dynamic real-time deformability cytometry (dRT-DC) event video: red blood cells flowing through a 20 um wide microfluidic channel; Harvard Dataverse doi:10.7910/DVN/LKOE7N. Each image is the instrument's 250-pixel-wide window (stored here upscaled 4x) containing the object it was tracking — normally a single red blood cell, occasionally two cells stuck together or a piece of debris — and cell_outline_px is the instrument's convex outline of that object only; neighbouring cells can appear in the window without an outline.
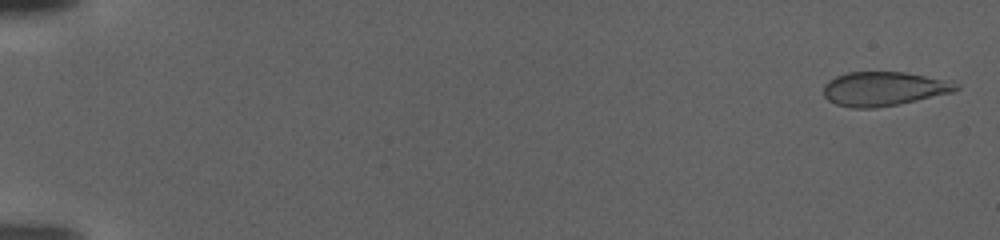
{"species": "human", "species_latin": "Homo sapiens", "temperature_condition": "warm", "stored_images_in_passage": 110, "camera_frame_rate_fps": 3000, "um_per_image_px": 0.085, "donor": {"sex": "female"}, "frame": {"image": 1, "passage_image": 3, "time_ms": 0.667, "image_size_px": [1000, 240], "cell_outline_px": [[960, 88], [952, 92], [916, 100], [896, 104], [872, 108], [852, 108], [836, 104], [828, 100], [824, 96], [824, 84], [828, 80], [836, 76], [848, 72], [904, 72], [952, 80], [960, 84]], "centroid_in_image_um": [75.13, 7.53], "position_along_channel_um": 9.9, "area_um2": 26.36}}
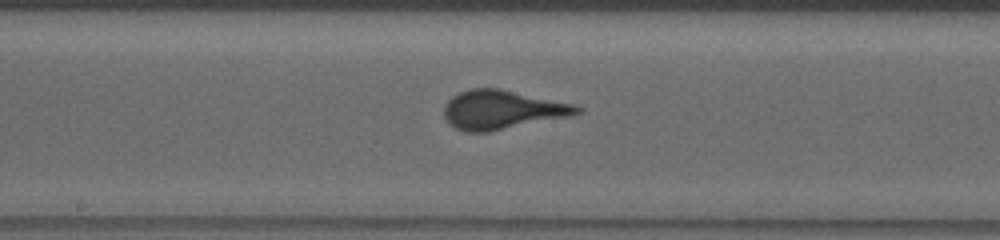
{"frame": {"image": 2, "passage_image": 62, "time_ms": 20.333, "image_size_px": [1000, 240], "cell_outline_px": [[584, 108], [580, 112], [572, 116], [488, 132], [464, 132], [448, 124], [444, 116], [444, 104], [452, 96], [460, 92], [472, 88], [500, 88], [576, 104]], "centroid_in_image_um": [42.7, 9.33], "position_along_channel_um": 205.5, "area_um2": 30.52}}
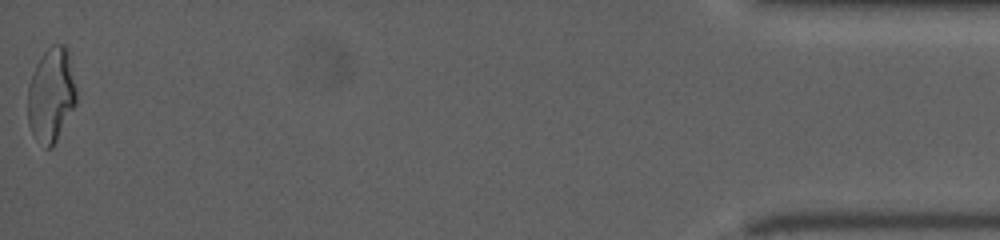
{"frame": {"image": 3, "passage_image": 110, "time_ms": 36.333, "image_size_px": [1000, 240], "cell_outline_px": [[76, 104], [52, 148], [44, 148], [32, 132], [28, 124], [28, 84], [36, 64], [44, 52], [52, 44], [64, 44], [68, 48], [76, 88]], "centroid_in_image_um": [4.36, 8.05], "position_along_channel_um": 430.8, "area_um2": 26.76}}